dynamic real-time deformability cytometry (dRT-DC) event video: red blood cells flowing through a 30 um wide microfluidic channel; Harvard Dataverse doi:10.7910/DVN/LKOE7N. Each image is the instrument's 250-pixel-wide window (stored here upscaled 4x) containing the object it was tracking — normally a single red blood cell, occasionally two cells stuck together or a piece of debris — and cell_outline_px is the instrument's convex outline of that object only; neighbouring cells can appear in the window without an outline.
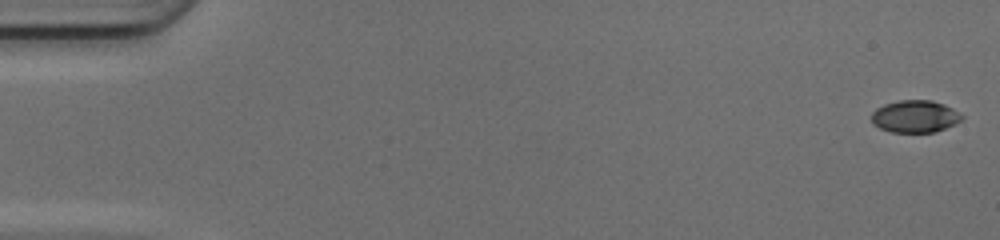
{"species": "common noctule bat (a hibernating species)", "species_latin": "Nyctalus noctula", "temperature_condition": "cold", "stored_images_in_passage": 50, "camera_frame_rate_fps": 3000, "um_per_image_px": 0.085, "animal": {"sex": "female", "body_mass_g": 17.0, "forearm_length_mm": 48.0}, "frame": {"image": 1, "passage_image": 1, "time_ms": 0.0, "image_size_px": [1000, 240], "cell_outline_px": [[964, 116], [960, 120], [944, 128], [932, 132], [892, 132], [880, 128], [872, 124], [872, 112], [876, 108], [884, 104], [900, 100], [932, 100], [944, 104], [952, 108]], "centroid_in_image_um": [77.74, 9.88], "position_along_channel_um": 7.3, "area_um2": 16.82}}
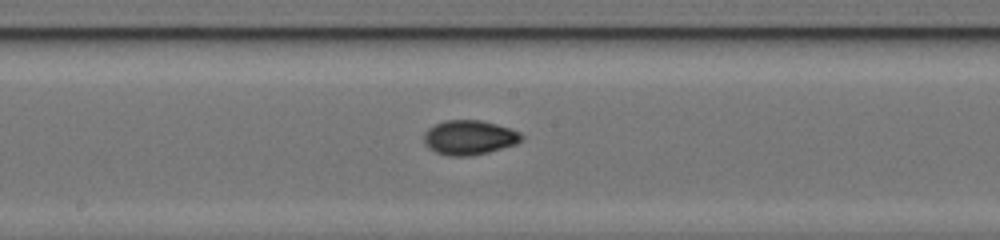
{"frame": {"image": 2, "passage_image": 27, "time_ms": 8.667, "image_size_px": [1000, 240], "cell_outline_px": [[524, 140], [516, 144], [488, 152], [472, 156], [448, 156], [436, 152], [428, 148], [424, 144], [424, 132], [428, 128], [444, 120], [480, 120], [496, 124], [520, 132], [524, 136]], "centroid_in_image_um": [39.88, 11.69], "position_along_channel_um": 208.3, "area_um2": 19.77}}
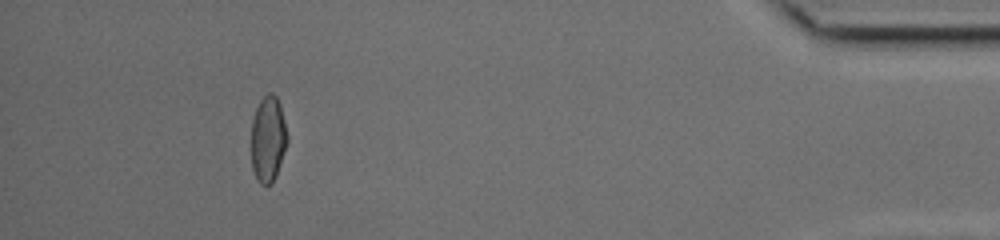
{"frame": {"image": 3, "passage_image": 46, "time_ms": 15.0, "image_size_px": [1000, 240], "cell_outline_px": [[288, 140], [272, 184], [264, 188], [260, 184], [252, 168], [252, 120], [256, 108], [260, 100], [268, 92], [272, 92], [276, 96], [280, 104], [288, 136]], "centroid_in_image_um": [22.78, 11.81], "position_along_channel_um": 412.4, "area_um2": 17.98}, "authors_computed_cell_mechanics": {"area_um2": 18.3804, "velocity_mm_per_s": 4.1977, "shape_relaxation_time_tau1_ms": 8.8027, "shape_relaxation_time_tau2_ms": 1.4612, "deformation_change_tau1": 0.2225, "deformation_change_tau2": 0.0454}}